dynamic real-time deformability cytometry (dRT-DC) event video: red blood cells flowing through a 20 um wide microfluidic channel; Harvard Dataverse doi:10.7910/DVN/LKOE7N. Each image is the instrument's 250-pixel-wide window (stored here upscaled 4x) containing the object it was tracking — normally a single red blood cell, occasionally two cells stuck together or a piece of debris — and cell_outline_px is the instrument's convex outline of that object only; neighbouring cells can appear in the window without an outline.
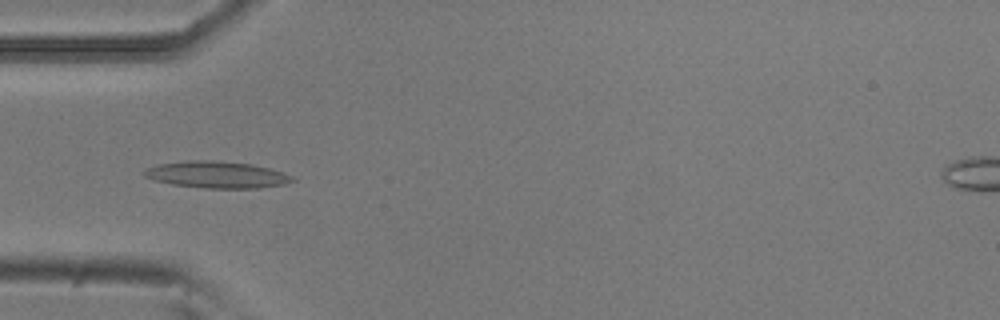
{"species": "common noctule bat (a hibernating species)", "species_latin": "Nyctalus noctula", "temperature_condition": "room temperature", "stored_images_in_passage": 8, "camera_frame_rate_fps": 3000, "um_per_image_px": 0.085, "animal": {"sex": "male", "body_mass_g": 20.5, "forearm_length_mm": 52.5}, "frame": {"image": 1, "passage_image": 5, "time_ms": 1.333, "image_size_px": [1000, 320], "cell_outline_px": [[296, 180], [284, 184], [260, 188], [204, 188], [172, 184], [156, 180], [144, 176], [144, 168], [160, 164], [184, 160], [212, 160], [252, 164], [268, 168], [292, 176]], "centroid_in_image_um": [18.41, 14.84], "position_along_channel_um": 66.6, "area_um2": 22.95}}
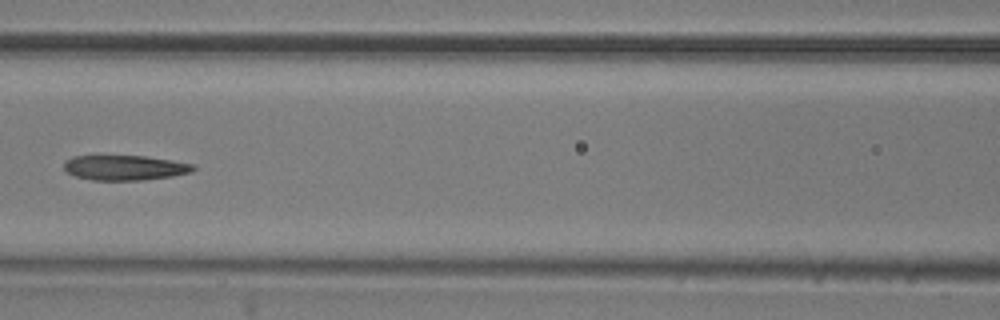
{"frame": {"image": 2, "passage_image": 7, "time_ms": 2.0, "image_size_px": [1000, 320], "cell_outline_px": [[196, 168], [192, 172], [172, 176], [144, 180], [92, 180], [76, 176], [68, 172], [64, 168], [64, 160], [72, 156], [144, 156], [172, 160], [192, 164]], "centroid_in_image_um": [10.61, 14.25], "position_along_channel_um": 156.0, "area_um2": 18.79}}
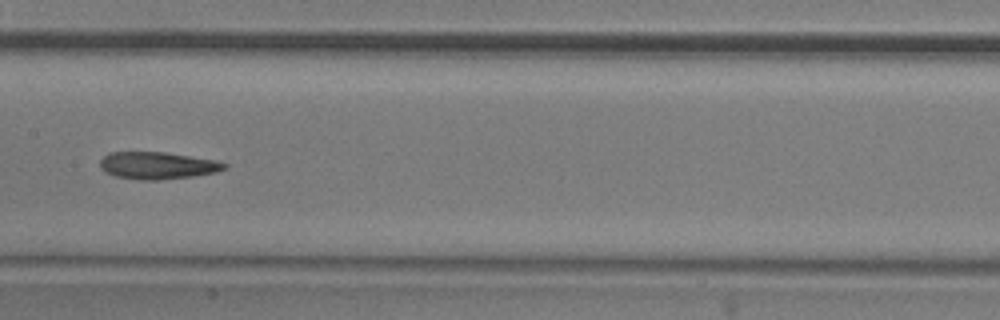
{"frame": {"image": 3, "passage_image": 8, "time_ms": 2.333, "image_size_px": [1000, 320], "cell_outline_px": [[228, 168], [216, 172], [192, 176], [156, 180], [140, 180], [116, 176], [100, 168], [100, 160], [108, 152], [164, 152], [216, 160], [228, 164]], "centroid_in_image_um": [13.4, 14.06], "position_along_channel_um": 194.0, "area_um2": 19.59}}